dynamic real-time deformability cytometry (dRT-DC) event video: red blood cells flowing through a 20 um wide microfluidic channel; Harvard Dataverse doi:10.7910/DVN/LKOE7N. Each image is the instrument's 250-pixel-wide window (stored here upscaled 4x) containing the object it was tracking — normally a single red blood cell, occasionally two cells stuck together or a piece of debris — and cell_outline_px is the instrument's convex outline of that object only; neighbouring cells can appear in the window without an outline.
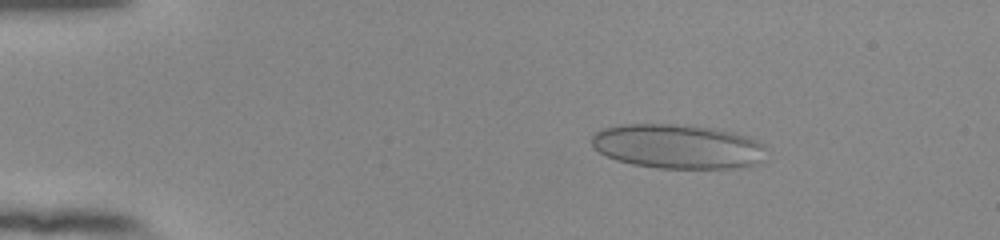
{"species": "human", "species_latin": "Homo sapiens", "temperature_condition": "room temperature", "stored_images_in_passage": 53, "camera_frame_rate_fps": 3000, "um_per_image_px": 0.085, "donor": {"sex": "female"}, "frame": {"image": 1, "passage_image": 9, "time_ms": 2.667, "image_size_px": [1000, 240], "cell_outline_px": [[764, 160], [756, 164], [744, 168], [656, 168], [632, 164], [616, 160], [600, 152], [592, 144], [592, 136], [596, 132], [604, 128], [624, 124], [696, 124], [736, 132], [748, 136], [764, 144]], "centroid_in_image_um": [57.67, 12.44], "position_along_channel_um": 27.3, "area_um2": 45.78}}
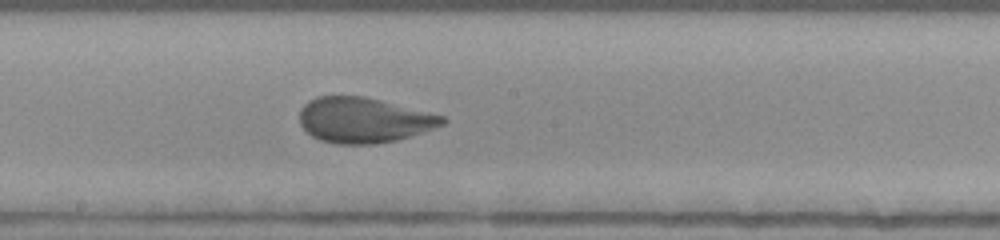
{"frame": {"image": 2, "passage_image": 30, "time_ms": 9.667, "image_size_px": [1000, 240], "cell_outline_px": [[448, 120], [444, 124], [396, 140], [372, 144], [336, 144], [320, 140], [312, 136], [300, 124], [300, 108], [308, 100], [316, 96], [364, 96], [444, 116]], "centroid_in_image_um": [30.87, 10.2], "position_along_channel_um": 217.3, "area_um2": 37.4}}
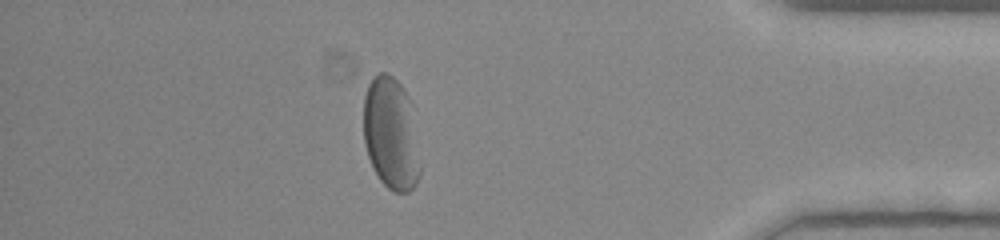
{"frame": {"image": 3, "passage_image": 47, "time_ms": 15.333, "image_size_px": [1000, 240], "cell_outline_px": [[420, 172], [416, 184], [408, 192], [396, 192], [388, 188], [380, 180], [372, 168], [364, 144], [364, 96], [368, 84], [372, 76], [380, 72], [388, 72], [404, 88], [408, 96], [420, 168]], "centroid_in_image_um": [33.19, 11.35], "position_along_channel_um": 402.0, "area_um2": 36.65}, "authors_computed_cell_mechanics": {"area_um2": 39.015, "velocity_mm_per_s": 3.834, "shape_relaxation_time_tau1_ms": 5.3419, "shape_relaxation_time_tau2_ms": null, "deformation_change_tau1": 0.1586, "deformation_change_tau2": null}}